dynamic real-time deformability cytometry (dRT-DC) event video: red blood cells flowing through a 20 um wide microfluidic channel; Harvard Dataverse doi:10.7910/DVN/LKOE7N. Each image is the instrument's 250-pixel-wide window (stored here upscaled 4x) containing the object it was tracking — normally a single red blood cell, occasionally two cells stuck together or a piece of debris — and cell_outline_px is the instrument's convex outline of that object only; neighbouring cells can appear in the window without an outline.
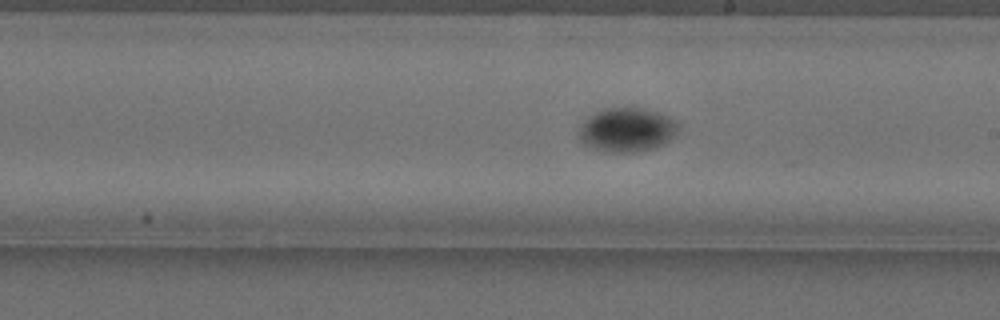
{"species": "Egyptian fruit bat (a non-hibernating species)", "species_latin": "Rousettus aegyptiacus", "temperature_condition": "cold", "stored_images_in_passage": 30, "camera_frame_rate_fps": 3000, "um_per_image_px": 0.085, "animal": {"sex": "female"}, "frame": {"image": 1, "passage_image": 18, "time_ms": 5.667, "image_size_px": [1000, 320], "cell_outline_px": [[680, 128], [668, 140], [656, 148], [636, 152], [604, 152], [584, 144], [580, 140], [576, 132], [580, 124], [588, 116], [604, 108], [640, 108], [656, 112], [668, 116]], "centroid_in_image_um": [53.22, 11.05], "position_along_channel_um": 235.8, "area_um2": 25.49}}
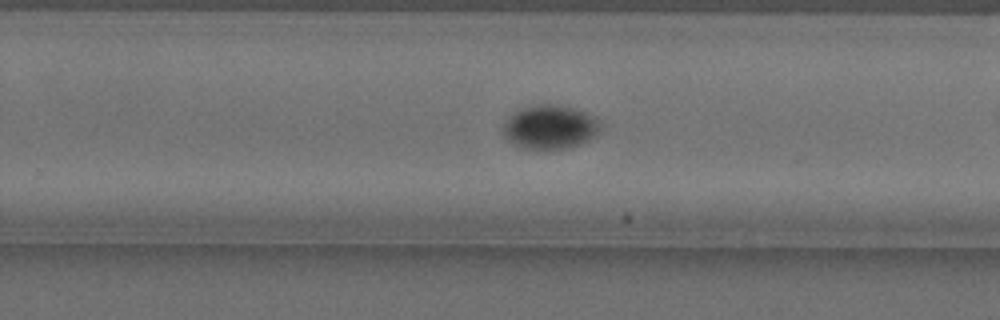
{"frame": {"image": 2, "passage_image": 22, "time_ms": 7.0, "image_size_px": [1000, 320], "cell_outline_px": [[600, 128], [588, 140], [580, 144], [568, 148], [528, 148], [512, 144], [504, 136], [504, 120], [512, 112], [520, 108], [536, 104], [560, 104], [596, 116], [600, 120]], "centroid_in_image_um": [46.72, 10.76], "position_along_channel_um": 283.1, "area_um2": 24.85}}